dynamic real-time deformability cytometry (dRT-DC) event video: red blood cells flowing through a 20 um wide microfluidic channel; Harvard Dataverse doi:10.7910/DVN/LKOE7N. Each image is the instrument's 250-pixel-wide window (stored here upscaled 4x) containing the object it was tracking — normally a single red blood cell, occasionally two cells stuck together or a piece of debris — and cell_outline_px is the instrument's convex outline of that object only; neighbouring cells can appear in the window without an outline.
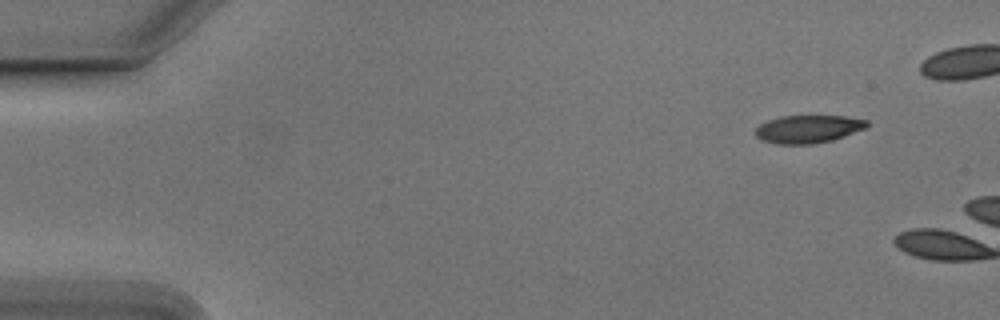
{"species": "Egyptian fruit bat (a non-hibernating species)", "species_latin": "Rousettus aegyptiacus", "temperature_condition": "cold", "stored_images_in_passage": 2, "camera_frame_rate_fps": 3000, "um_per_image_px": 0.085, "animal": {"sex": "male"}, "frame": {"image": 1, "passage_image": 1, "time_ms": 0.0, "image_size_px": [1000, 320], "cell_outline_px": [[868, 124], [864, 128], [844, 136], [832, 140], [812, 144], [776, 144], [760, 140], [756, 136], [756, 128], [760, 124], [768, 120], [780, 116], [844, 116], [868, 120]], "centroid_in_image_um": [68.65, 10.97], "position_along_channel_um": 16.3, "area_um2": 18.03}}